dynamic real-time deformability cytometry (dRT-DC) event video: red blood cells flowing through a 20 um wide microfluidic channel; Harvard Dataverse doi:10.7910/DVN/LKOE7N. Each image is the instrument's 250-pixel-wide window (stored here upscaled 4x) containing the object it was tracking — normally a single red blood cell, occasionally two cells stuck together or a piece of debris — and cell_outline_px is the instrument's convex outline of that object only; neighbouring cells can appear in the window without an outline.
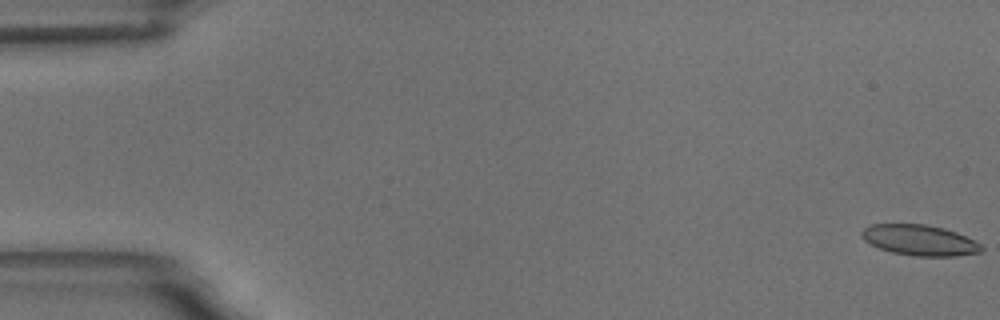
{"species": "common noctule bat (a hibernating species)", "species_latin": "Nyctalus noctula", "temperature_condition": "room temperature", "stored_images_in_passage": 7, "camera_frame_rate_fps": 3000, "um_per_image_px": 0.085, "animal": {"sex": "male", "body_mass_g": 18.8}, "frame": {"image": 1, "passage_image": 1, "time_ms": 0.0, "image_size_px": [1000, 320], "cell_outline_px": [[984, 248], [980, 252], [956, 256], [916, 256], [892, 252], [880, 248], [864, 240], [860, 236], [860, 232], [864, 228], [872, 224], [924, 224], [944, 228], [956, 232], [980, 244]], "centroid_in_image_um": [78.15, 20.41], "position_along_channel_um": 6.9, "area_um2": 21.21}}